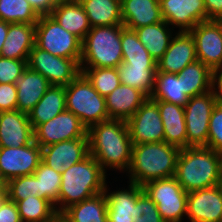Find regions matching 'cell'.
Returning a JSON list of instances; mask_svg holds the SVG:
<instances>
[{
    "instance_id": "6da1fadb",
    "label": "cell",
    "mask_w": 222,
    "mask_h": 222,
    "mask_svg": "<svg viewBox=\"0 0 222 222\" xmlns=\"http://www.w3.org/2000/svg\"><path fill=\"white\" fill-rule=\"evenodd\" d=\"M89 154L102 166L121 173L127 172L133 143L127 121L110 119L91 126L87 131ZM113 168V169H112ZM123 171V172H122Z\"/></svg>"
},
{
    "instance_id": "7a4b0ae2",
    "label": "cell",
    "mask_w": 222,
    "mask_h": 222,
    "mask_svg": "<svg viewBox=\"0 0 222 222\" xmlns=\"http://www.w3.org/2000/svg\"><path fill=\"white\" fill-rule=\"evenodd\" d=\"M175 178L187 193L222 184L220 153L205 146L181 149Z\"/></svg>"
},
{
    "instance_id": "3957f363",
    "label": "cell",
    "mask_w": 222,
    "mask_h": 222,
    "mask_svg": "<svg viewBox=\"0 0 222 222\" xmlns=\"http://www.w3.org/2000/svg\"><path fill=\"white\" fill-rule=\"evenodd\" d=\"M180 150L164 141L133 145L127 182L143 186L153 180L175 176Z\"/></svg>"
},
{
    "instance_id": "277c9868",
    "label": "cell",
    "mask_w": 222,
    "mask_h": 222,
    "mask_svg": "<svg viewBox=\"0 0 222 222\" xmlns=\"http://www.w3.org/2000/svg\"><path fill=\"white\" fill-rule=\"evenodd\" d=\"M106 178L107 172L91 154L63 170L59 191V214L74 204L103 193L107 184Z\"/></svg>"
},
{
    "instance_id": "5b68a950",
    "label": "cell",
    "mask_w": 222,
    "mask_h": 222,
    "mask_svg": "<svg viewBox=\"0 0 222 222\" xmlns=\"http://www.w3.org/2000/svg\"><path fill=\"white\" fill-rule=\"evenodd\" d=\"M123 25L92 27L82 41L80 67L118 68Z\"/></svg>"
},
{
    "instance_id": "8992f818",
    "label": "cell",
    "mask_w": 222,
    "mask_h": 222,
    "mask_svg": "<svg viewBox=\"0 0 222 222\" xmlns=\"http://www.w3.org/2000/svg\"><path fill=\"white\" fill-rule=\"evenodd\" d=\"M66 110L76 115L87 130L100 122L110 120L106 109V98L101 96L80 73L65 86Z\"/></svg>"
},
{
    "instance_id": "52a82bcc",
    "label": "cell",
    "mask_w": 222,
    "mask_h": 222,
    "mask_svg": "<svg viewBox=\"0 0 222 222\" xmlns=\"http://www.w3.org/2000/svg\"><path fill=\"white\" fill-rule=\"evenodd\" d=\"M35 45L41 50L66 59H75L79 64L82 41L62 28L51 15H41L36 23Z\"/></svg>"
},
{
    "instance_id": "ba28073f",
    "label": "cell",
    "mask_w": 222,
    "mask_h": 222,
    "mask_svg": "<svg viewBox=\"0 0 222 222\" xmlns=\"http://www.w3.org/2000/svg\"><path fill=\"white\" fill-rule=\"evenodd\" d=\"M143 190L157 205L165 222H182L186 217L188 193L181 187L175 176L153 180L142 186Z\"/></svg>"
},
{
    "instance_id": "9c48e42d",
    "label": "cell",
    "mask_w": 222,
    "mask_h": 222,
    "mask_svg": "<svg viewBox=\"0 0 222 222\" xmlns=\"http://www.w3.org/2000/svg\"><path fill=\"white\" fill-rule=\"evenodd\" d=\"M27 67L42 74L55 86H67L81 73L80 64L75 59L55 56L36 45L29 53Z\"/></svg>"
},
{
    "instance_id": "30bf717a",
    "label": "cell",
    "mask_w": 222,
    "mask_h": 222,
    "mask_svg": "<svg viewBox=\"0 0 222 222\" xmlns=\"http://www.w3.org/2000/svg\"><path fill=\"white\" fill-rule=\"evenodd\" d=\"M216 104L212 90L189 98L184 106L187 147L207 145L209 121Z\"/></svg>"
},
{
    "instance_id": "8fae6325",
    "label": "cell",
    "mask_w": 222,
    "mask_h": 222,
    "mask_svg": "<svg viewBox=\"0 0 222 222\" xmlns=\"http://www.w3.org/2000/svg\"><path fill=\"white\" fill-rule=\"evenodd\" d=\"M195 42L197 60L212 71L222 70V20H206L189 31Z\"/></svg>"
},
{
    "instance_id": "7c38bea8",
    "label": "cell",
    "mask_w": 222,
    "mask_h": 222,
    "mask_svg": "<svg viewBox=\"0 0 222 222\" xmlns=\"http://www.w3.org/2000/svg\"><path fill=\"white\" fill-rule=\"evenodd\" d=\"M42 159V148L33 141L23 147H0V179L33 175Z\"/></svg>"
},
{
    "instance_id": "4fadbf2b",
    "label": "cell",
    "mask_w": 222,
    "mask_h": 222,
    "mask_svg": "<svg viewBox=\"0 0 222 222\" xmlns=\"http://www.w3.org/2000/svg\"><path fill=\"white\" fill-rule=\"evenodd\" d=\"M87 131L80 119L68 110L33 130L34 141L41 148L66 140L88 138Z\"/></svg>"
},
{
    "instance_id": "5bb4252c",
    "label": "cell",
    "mask_w": 222,
    "mask_h": 222,
    "mask_svg": "<svg viewBox=\"0 0 222 222\" xmlns=\"http://www.w3.org/2000/svg\"><path fill=\"white\" fill-rule=\"evenodd\" d=\"M130 138L135 144L164 141V128L157 103L148 98L127 121Z\"/></svg>"
},
{
    "instance_id": "9a60e30c",
    "label": "cell",
    "mask_w": 222,
    "mask_h": 222,
    "mask_svg": "<svg viewBox=\"0 0 222 222\" xmlns=\"http://www.w3.org/2000/svg\"><path fill=\"white\" fill-rule=\"evenodd\" d=\"M222 184L188 192L186 219L190 222H221Z\"/></svg>"
},
{
    "instance_id": "2e32d148",
    "label": "cell",
    "mask_w": 222,
    "mask_h": 222,
    "mask_svg": "<svg viewBox=\"0 0 222 222\" xmlns=\"http://www.w3.org/2000/svg\"><path fill=\"white\" fill-rule=\"evenodd\" d=\"M163 20L178 32L191 31L206 21L204 0H159Z\"/></svg>"
},
{
    "instance_id": "e0dca14e",
    "label": "cell",
    "mask_w": 222,
    "mask_h": 222,
    "mask_svg": "<svg viewBox=\"0 0 222 222\" xmlns=\"http://www.w3.org/2000/svg\"><path fill=\"white\" fill-rule=\"evenodd\" d=\"M128 189L109 192V186L104 189L107 200L108 222H133L142 216L139 214V195L144 191L137 184L128 183Z\"/></svg>"
},
{
    "instance_id": "ac0fdd59",
    "label": "cell",
    "mask_w": 222,
    "mask_h": 222,
    "mask_svg": "<svg viewBox=\"0 0 222 222\" xmlns=\"http://www.w3.org/2000/svg\"><path fill=\"white\" fill-rule=\"evenodd\" d=\"M89 155V139L78 138L50 144L42 148L41 161L62 172Z\"/></svg>"
},
{
    "instance_id": "d6986e66",
    "label": "cell",
    "mask_w": 222,
    "mask_h": 222,
    "mask_svg": "<svg viewBox=\"0 0 222 222\" xmlns=\"http://www.w3.org/2000/svg\"><path fill=\"white\" fill-rule=\"evenodd\" d=\"M197 60L195 42L189 31L175 32L162 58L156 62L157 71L178 74Z\"/></svg>"
},
{
    "instance_id": "ffe728a7",
    "label": "cell",
    "mask_w": 222,
    "mask_h": 222,
    "mask_svg": "<svg viewBox=\"0 0 222 222\" xmlns=\"http://www.w3.org/2000/svg\"><path fill=\"white\" fill-rule=\"evenodd\" d=\"M33 141L28 114L19 110L0 112V147H23Z\"/></svg>"
},
{
    "instance_id": "44dd1931",
    "label": "cell",
    "mask_w": 222,
    "mask_h": 222,
    "mask_svg": "<svg viewBox=\"0 0 222 222\" xmlns=\"http://www.w3.org/2000/svg\"><path fill=\"white\" fill-rule=\"evenodd\" d=\"M106 98L109 119L128 121L148 97L136 88L120 84Z\"/></svg>"
},
{
    "instance_id": "7402d4cb",
    "label": "cell",
    "mask_w": 222,
    "mask_h": 222,
    "mask_svg": "<svg viewBox=\"0 0 222 222\" xmlns=\"http://www.w3.org/2000/svg\"><path fill=\"white\" fill-rule=\"evenodd\" d=\"M121 17L123 26L131 30L164 21L159 0H125Z\"/></svg>"
},
{
    "instance_id": "603a6c76",
    "label": "cell",
    "mask_w": 222,
    "mask_h": 222,
    "mask_svg": "<svg viewBox=\"0 0 222 222\" xmlns=\"http://www.w3.org/2000/svg\"><path fill=\"white\" fill-rule=\"evenodd\" d=\"M17 110L29 114L34 106L40 101L51 84L40 73L28 67L16 80Z\"/></svg>"
},
{
    "instance_id": "cb8c5ba5",
    "label": "cell",
    "mask_w": 222,
    "mask_h": 222,
    "mask_svg": "<svg viewBox=\"0 0 222 222\" xmlns=\"http://www.w3.org/2000/svg\"><path fill=\"white\" fill-rule=\"evenodd\" d=\"M36 24L11 23L0 56L28 60L35 46Z\"/></svg>"
},
{
    "instance_id": "d4e9b609",
    "label": "cell",
    "mask_w": 222,
    "mask_h": 222,
    "mask_svg": "<svg viewBox=\"0 0 222 222\" xmlns=\"http://www.w3.org/2000/svg\"><path fill=\"white\" fill-rule=\"evenodd\" d=\"M160 112L164 128V142L179 147H187L184 107L160 100H154Z\"/></svg>"
},
{
    "instance_id": "484cf974",
    "label": "cell",
    "mask_w": 222,
    "mask_h": 222,
    "mask_svg": "<svg viewBox=\"0 0 222 222\" xmlns=\"http://www.w3.org/2000/svg\"><path fill=\"white\" fill-rule=\"evenodd\" d=\"M59 25L81 41L92 28L82 4L61 0L50 14Z\"/></svg>"
},
{
    "instance_id": "4316f807",
    "label": "cell",
    "mask_w": 222,
    "mask_h": 222,
    "mask_svg": "<svg viewBox=\"0 0 222 222\" xmlns=\"http://www.w3.org/2000/svg\"><path fill=\"white\" fill-rule=\"evenodd\" d=\"M66 110L65 86L51 87L46 91L40 101L29 112L28 117L33 130L40 124L48 122Z\"/></svg>"
},
{
    "instance_id": "83f0119b",
    "label": "cell",
    "mask_w": 222,
    "mask_h": 222,
    "mask_svg": "<svg viewBox=\"0 0 222 222\" xmlns=\"http://www.w3.org/2000/svg\"><path fill=\"white\" fill-rule=\"evenodd\" d=\"M135 32L140 42L156 62L162 58L175 35V30L165 21L136 28Z\"/></svg>"
},
{
    "instance_id": "f1b7e54d",
    "label": "cell",
    "mask_w": 222,
    "mask_h": 222,
    "mask_svg": "<svg viewBox=\"0 0 222 222\" xmlns=\"http://www.w3.org/2000/svg\"><path fill=\"white\" fill-rule=\"evenodd\" d=\"M150 99L185 106L189 97L184 93L183 77L175 73L156 70Z\"/></svg>"
},
{
    "instance_id": "f546056e",
    "label": "cell",
    "mask_w": 222,
    "mask_h": 222,
    "mask_svg": "<svg viewBox=\"0 0 222 222\" xmlns=\"http://www.w3.org/2000/svg\"><path fill=\"white\" fill-rule=\"evenodd\" d=\"M62 214L70 222H108L105 193L97 194L74 204Z\"/></svg>"
},
{
    "instance_id": "4dcf8cb0",
    "label": "cell",
    "mask_w": 222,
    "mask_h": 222,
    "mask_svg": "<svg viewBox=\"0 0 222 222\" xmlns=\"http://www.w3.org/2000/svg\"><path fill=\"white\" fill-rule=\"evenodd\" d=\"M178 75L183 77L184 93L189 98L212 90L213 71L199 60L188 64Z\"/></svg>"
},
{
    "instance_id": "1f68e13d",
    "label": "cell",
    "mask_w": 222,
    "mask_h": 222,
    "mask_svg": "<svg viewBox=\"0 0 222 222\" xmlns=\"http://www.w3.org/2000/svg\"><path fill=\"white\" fill-rule=\"evenodd\" d=\"M91 27L123 25L121 5L113 0H87L82 3Z\"/></svg>"
},
{
    "instance_id": "d6a6232c",
    "label": "cell",
    "mask_w": 222,
    "mask_h": 222,
    "mask_svg": "<svg viewBox=\"0 0 222 222\" xmlns=\"http://www.w3.org/2000/svg\"><path fill=\"white\" fill-rule=\"evenodd\" d=\"M121 84L136 88L148 98L153 92L157 66L128 65L121 62L118 65Z\"/></svg>"
},
{
    "instance_id": "836d02e7",
    "label": "cell",
    "mask_w": 222,
    "mask_h": 222,
    "mask_svg": "<svg viewBox=\"0 0 222 222\" xmlns=\"http://www.w3.org/2000/svg\"><path fill=\"white\" fill-rule=\"evenodd\" d=\"M122 62L128 65L157 66L145 46L140 42L135 30L123 28L121 31Z\"/></svg>"
},
{
    "instance_id": "e575fe53",
    "label": "cell",
    "mask_w": 222,
    "mask_h": 222,
    "mask_svg": "<svg viewBox=\"0 0 222 222\" xmlns=\"http://www.w3.org/2000/svg\"><path fill=\"white\" fill-rule=\"evenodd\" d=\"M33 175L37 178L38 196L48 200L59 214L61 172L55 171L41 161Z\"/></svg>"
},
{
    "instance_id": "d590c367",
    "label": "cell",
    "mask_w": 222,
    "mask_h": 222,
    "mask_svg": "<svg viewBox=\"0 0 222 222\" xmlns=\"http://www.w3.org/2000/svg\"><path fill=\"white\" fill-rule=\"evenodd\" d=\"M16 205L22 222H49L58 214L48 200L39 196H29Z\"/></svg>"
},
{
    "instance_id": "8d00e7d4",
    "label": "cell",
    "mask_w": 222,
    "mask_h": 222,
    "mask_svg": "<svg viewBox=\"0 0 222 222\" xmlns=\"http://www.w3.org/2000/svg\"><path fill=\"white\" fill-rule=\"evenodd\" d=\"M40 15L27 0H0V20L7 23L36 24Z\"/></svg>"
},
{
    "instance_id": "74e56055",
    "label": "cell",
    "mask_w": 222,
    "mask_h": 222,
    "mask_svg": "<svg viewBox=\"0 0 222 222\" xmlns=\"http://www.w3.org/2000/svg\"><path fill=\"white\" fill-rule=\"evenodd\" d=\"M81 73L103 97L108 96L120 84L117 68L80 67Z\"/></svg>"
},
{
    "instance_id": "f35d334b",
    "label": "cell",
    "mask_w": 222,
    "mask_h": 222,
    "mask_svg": "<svg viewBox=\"0 0 222 222\" xmlns=\"http://www.w3.org/2000/svg\"><path fill=\"white\" fill-rule=\"evenodd\" d=\"M8 199L15 203L27 197L38 196L37 178L34 175L19 176L7 181Z\"/></svg>"
},
{
    "instance_id": "ab89813d",
    "label": "cell",
    "mask_w": 222,
    "mask_h": 222,
    "mask_svg": "<svg viewBox=\"0 0 222 222\" xmlns=\"http://www.w3.org/2000/svg\"><path fill=\"white\" fill-rule=\"evenodd\" d=\"M205 147L217 153L222 152V104L217 103L211 113L208 131V143Z\"/></svg>"
},
{
    "instance_id": "60d3db41",
    "label": "cell",
    "mask_w": 222,
    "mask_h": 222,
    "mask_svg": "<svg viewBox=\"0 0 222 222\" xmlns=\"http://www.w3.org/2000/svg\"><path fill=\"white\" fill-rule=\"evenodd\" d=\"M27 68V60H16L0 56V83H16Z\"/></svg>"
},
{
    "instance_id": "b9f144b4",
    "label": "cell",
    "mask_w": 222,
    "mask_h": 222,
    "mask_svg": "<svg viewBox=\"0 0 222 222\" xmlns=\"http://www.w3.org/2000/svg\"><path fill=\"white\" fill-rule=\"evenodd\" d=\"M139 214L133 222H165L158 212L157 205L151 200L145 191L139 195Z\"/></svg>"
},
{
    "instance_id": "7bdbcfd3",
    "label": "cell",
    "mask_w": 222,
    "mask_h": 222,
    "mask_svg": "<svg viewBox=\"0 0 222 222\" xmlns=\"http://www.w3.org/2000/svg\"><path fill=\"white\" fill-rule=\"evenodd\" d=\"M17 110V89L15 83H0V112Z\"/></svg>"
},
{
    "instance_id": "ee69618b",
    "label": "cell",
    "mask_w": 222,
    "mask_h": 222,
    "mask_svg": "<svg viewBox=\"0 0 222 222\" xmlns=\"http://www.w3.org/2000/svg\"><path fill=\"white\" fill-rule=\"evenodd\" d=\"M0 222H22L14 201L7 199L0 206Z\"/></svg>"
},
{
    "instance_id": "f6af8a7d",
    "label": "cell",
    "mask_w": 222,
    "mask_h": 222,
    "mask_svg": "<svg viewBox=\"0 0 222 222\" xmlns=\"http://www.w3.org/2000/svg\"><path fill=\"white\" fill-rule=\"evenodd\" d=\"M32 8L41 15H50L61 0H27Z\"/></svg>"
},
{
    "instance_id": "bcb514c9",
    "label": "cell",
    "mask_w": 222,
    "mask_h": 222,
    "mask_svg": "<svg viewBox=\"0 0 222 222\" xmlns=\"http://www.w3.org/2000/svg\"><path fill=\"white\" fill-rule=\"evenodd\" d=\"M206 20H222V0H204Z\"/></svg>"
},
{
    "instance_id": "7dc6e473",
    "label": "cell",
    "mask_w": 222,
    "mask_h": 222,
    "mask_svg": "<svg viewBox=\"0 0 222 222\" xmlns=\"http://www.w3.org/2000/svg\"><path fill=\"white\" fill-rule=\"evenodd\" d=\"M212 91L217 103L222 104V70L213 71Z\"/></svg>"
},
{
    "instance_id": "c3c4849f",
    "label": "cell",
    "mask_w": 222,
    "mask_h": 222,
    "mask_svg": "<svg viewBox=\"0 0 222 222\" xmlns=\"http://www.w3.org/2000/svg\"><path fill=\"white\" fill-rule=\"evenodd\" d=\"M9 24L10 23L0 20V54L3 49V44L6 40L7 32L9 29Z\"/></svg>"
},
{
    "instance_id": "681fc988",
    "label": "cell",
    "mask_w": 222,
    "mask_h": 222,
    "mask_svg": "<svg viewBox=\"0 0 222 222\" xmlns=\"http://www.w3.org/2000/svg\"><path fill=\"white\" fill-rule=\"evenodd\" d=\"M8 199L7 181L0 179V206Z\"/></svg>"
},
{
    "instance_id": "f907efd6",
    "label": "cell",
    "mask_w": 222,
    "mask_h": 222,
    "mask_svg": "<svg viewBox=\"0 0 222 222\" xmlns=\"http://www.w3.org/2000/svg\"><path fill=\"white\" fill-rule=\"evenodd\" d=\"M49 222H70L63 214H57L51 221Z\"/></svg>"
},
{
    "instance_id": "816d5d0a",
    "label": "cell",
    "mask_w": 222,
    "mask_h": 222,
    "mask_svg": "<svg viewBox=\"0 0 222 222\" xmlns=\"http://www.w3.org/2000/svg\"><path fill=\"white\" fill-rule=\"evenodd\" d=\"M67 1L82 4L83 2L87 0H67Z\"/></svg>"
},
{
    "instance_id": "f5cc1de1",
    "label": "cell",
    "mask_w": 222,
    "mask_h": 222,
    "mask_svg": "<svg viewBox=\"0 0 222 222\" xmlns=\"http://www.w3.org/2000/svg\"><path fill=\"white\" fill-rule=\"evenodd\" d=\"M113 1H116L121 5L125 0H113Z\"/></svg>"
},
{
    "instance_id": "db71d44e",
    "label": "cell",
    "mask_w": 222,
    "mask_h": 222,
    "mask_svg": "<svg viewBox=\"0 0 222 222\" xmlns=\"http://www.w3.org/2000/svg\"><path fill=\"white\" fill-rule=\"evenodd\" d=\"M220 157H221V176H222V152L220 153Z\"/></svg>"
}]
</instances>
